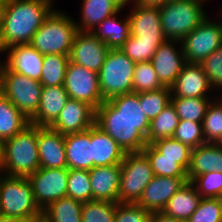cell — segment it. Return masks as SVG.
Wrapping results in <instances>:
<instances>
[{
  "instance_id": "cell-55",
  "label": "cell",
  "mask_w": 222,
  "mask_h": 222,
  "mask_svg": "<svg viewBox=\"0 0 222 222\" xmlns=\"http://www.w3.org/2000/svg\"><path fill=\"white\" fill-rule=\"evenodd\" d=\"M220 11H221V13H220V17L219 18H221V19H218V20H219L221 28H222V9Z\"/></svg>"
},
{
  "instance_id": "cell-35",
  "label": "cell",
  "mask_w": 222,
  "mask_h": 222,
  "mask_svg": "<svg viewBox=\"0 0 222 222\" xmlns=\"http://www.w3.org/2000/svg\"><path fill=\"white\" fill-rule=\"evenodd\" d=\"M148 157L154 176L188 177L187 171L178 164V159L164 158L151 145L147 144L142 150Z\"/></svg>"
},
{
  "instance_id": "cell-9",
  "label": "cell",
  "mask_w": 222,
  "mask_h": 222,
  "mask_svg": "<svg viewBox=\"0 0 222 222\" xmlns=\"http://www.w3.org/2000/svg\"><path fill=\"white\" fill-rule=\"evenodd\" d=\"M1 73L3 95L31 120L40 104L42 84L40 81L10 71L2 62Z\"/></svg>"
},
{
  "instance_id": "cell-45",
  "label": "cell",
  "mask_w": 222,
  "mask_h": 222,
  "mask_svg": "<svg viewBox=\"0 0 222 222\" xmlns=\"http://www.w3.org/2000/svg\"><path fill=\"white\" fill-rule=\"evenodd\" d=\"M186 222H222L220 198H201L197 209Z\"/></svg>"
},
{
  "instance_id": "cell-26",
  "label": "cell",
  "mask_w": 222,
  "mask_h": 222,
  "mask_svg": "<svg viewBox=\"0 0 222 222\" xmlns=\"http://www.w3.org/2000/svg\"><path fill=\"white\" fill-rule=\"evenodd\" d=\"M201 198L195 186L188 181L170 198L161 213L176 220L187 221L197 209Z\"/></svg>"
},
{
  "instance_id": "cell-11",
  "label": "cell",
  "mask_w": 222,
  "mask_h": 222,
  "mask_svg": "<svg viewBox=\"0 0 222 222\" xmlns=\"http://www.w3.org/2000/svg\"><path fill=\"white\" fill-rule=\"evenodd\" d=\"M68 174V168H39L27 177L41 210L52 202L67 197Z\"/></svg>"
},
{
  "instance_id": "cell-10",
  "label": "cell",
  "mask_w": 222,
  "mask_h": 222,
  "mask_svg": "<svg viewBox=\"0 0 222 222\" xmlns=\"http://www.w3.org/2000/svg\"><path fill=\"white\" fill-rule=\"evenodd\" d=\"M213 20L207 15L200 25L181 41L187 63H201L222 46L220 22L218 19Z\"/></svg>"
},
{
  "instance_id": "cell-34",
  "label": "cell",
  "mask_w": 222,
  "mask_h": 222,
  "mask_svg": "<svg viewBox=\"0 0 222 222\" xmlns=\"http://www.w3.org/2000/svg\"><path fill=\"white\" fill-rule=\"evenodd\" d=\"M69 55L46 54L43 58L40 83L42 86H60L64 84Z\"/></svg>"
},
{
  "instance_id": "cell-5",
  "label": "cell",
  "mask_w": 222,
  "mask_h": 222,
  "mask_svg": "<svg viewBox=\"0 0 222 222\" xmlns=\"http://www.w3.org/2000/svg\"><path fill=\"white\" fill-rule=\"evenodd\" d=\"M206 1L209 0L171 1L160 6L161 27L166 39L181 42L199 26L208 15L204 9Z\"/></svg>"
},
{
  "instance_id": "cell-13",
  "label": "cell",
  "mask_w": 222,
  "mask_h": 222,
  "mask_svg": "<svg viewBox=\"0 0 222 222\" xmlns=\"http://www.w3.org/2000/svg\"><path fill=\"white\" fill-rule=\"evenodd\" d=\"M109 47L90 31H78L69 54V60L86 69L99 72Z\"/></svg>"
},
{
  "instance_id": "cell-57",
  "label": "cell",
  "mask_w": 222,
  "mask_h": 222,
  "mask_svg": "<svg viewBox=\"0 0 222 222\" xmlns=\"http://www.w3.org/2000/svg\"><path fill=\"white\" fill-rule=\"evenodd\" d=\"M171 1H183V0H167V2H171Z\"/></svg>"
},
{
  "instance_id": "cell-46",
  "label": "cell",
  "mask_w": 222,
  "mask_h": 222,
  "mask_svg": "<svg viewBox=\"0 0 222 222\" xmlns=\"http://www.w3.org/2000/svg\"><path fill=\"white\" fill-rule=\"evenodd\" d=\"M204 69V72L209 80L210 85L213 87L214 92L222 93V46L216 49L211 55L204 59L200 63ZM222 95V94H221Z\"/></svg>"
},
{
  "instance_id": "cell-48",
  "label": "cell",
  "mask_w": 222,
  "mask_h": 222,
  "mask_svg": "<svg viewBox=\"0 0 222 222\" xmlns=\"http://www.w3.org/2000/svg\"><path fill=\"white\" fill-rule=\"evenodd\" d=\"M149 222H186V221L176 220L174 218L167 217L163 215L161 212H159V213H152Z\"/></svg>"
},
{
  "instance_id": "cell-28",
  "label": "cell",
  "mask_w": 222,
  "mask_h": 222,
  "mask_svg": "<svg viewBox=\"0 0 222 222\" xmlns=\"http://www.w3.org/2000/svg\"><path fill=\"white\" fill-rule=\"evenodd\" d=\"M122 10L123 8L114 15L104 19L91 31L97 38L103 41L109 49H119L131 35L128 16L124 18L118 17Z\"/></svg>"
},
{
  "instance_id": "cell-30",
  "label": "cell",
  "mask_w": 222,
  "mask_h": 222,
  "mask_svg": "<svg viewBox=\"0 0 222 222\" xmlns=\"http://www.w3.org/2000/svg\"><path fill=\"white\" fill-rule=\"evenodd\" d=\"M30 120L3 94L0 96V138L7 140L21 132Z\"/></svg>"
},
{
  "instance_id": "cell-49",
  "label": "cell",
  "mask_w": 222,
  "mask_h": 222,
  "mask_svg": "<svg viewBox=\"0 0 222 222\" xmlns=\"http://www.w3.org/2000/svg\"><path fill=\"white\" fill-rule=\"evenodd\" d=\"M167 0H137L136 4H140L143 6H151V7H160L163 6Z\"/></svg>"
},
{
  "instance_id": "cell-27",
  "label": "cell",
  "mask_w": 222,
  "mask_h": 222,
  "mask_svg": "<svg viewBox=\"0 0 222 222\" xmlns=\"http://www.w3.org/2000/svg\"><path fill=\"white\" fill-rule=\"evenodd\" d=\"M80 20L75 24L79 31H93L104 19L122 8L115 0H82Z\"/></svg>"
},
{
  "instance_id": "cell-8",
  "label": "cell",
  "mask_w": 222,
  "mask_h": 222,
  "mask_svg": "<svg viewBox=\"0 0 222 222\" xmlns=\"http://www.w3.org/2000/svg\"><path fill=\"white\" fill-rule=\"evenodd\" d=\"M153 176L150 161L143 151L126 152L121 162L118 203H137Z\"/></svg>"
},
{
  "instance_id": "cell-47",
  "label": "cell",
  "mask_w": 222,
  "mask_h": 222,
  "mask_svg": "<svg viewBox=\"0 0 222 222\" xmlns=\"http://www.w3.org/2000/svg\"><path fill=\"white\" fill-rule=\"evenodd\" d=\"M151 214L137 203H118L114 222H149Z\"/></svg>"
},
{
  "instance_id": "cell-24",
  "label": "cell",
  "mask_w": 222,
  "mask_h": 222,
  "mask_svg": "<svg viewBox=\"0 0 222 222\" xmlns=\"http://www.w3.org/2000/svg\"><path fill=\"white\" fill-rule=\"evenodd\" d=\"M68 169H92L91 127L88 130L65 135Z\"/></svg>"
},
{
  "instance_id": "cell-43",
  "label": "cell",
  "mask_w": 222,
  "mask_h": 222,
  "mask_svg": "<svg viewBox=\"0 0 222 222\" xmlns=\"http://www.w3.org/2000/svg\"><path fill=\"white\" fill-rule=\"evenodd\" d=\"M172 138L187 144L192 149L206 143L203 137L202 123L188 120L179 121Z\"/></svg>"
},
{
  "instance_id": "cell-40",
  "label": "cell",
  "mask_w": 222,
  "mask_h": 222,
  "mask_svg": "<svg viewBox=\"0 0 222 222\" xmlns=\"http://www.w3.org/2000/svg\"><path fill=\"white\" fill-rule=\"evenodd\" d=\"M164 88L151 61L138 62L133 75V92L155 91Z\"/></svg>"
},
{
  "instance_id": "cell-56",
  "label": "cell",
  "mask_w": 222,
  "mask_h": 222,
  "mask_svg": "<svg viewBox=\"0 0 222 222\" xmlns=\"http://www.w3.org/2000/svg\"><path fill=\"white\" fill-rule=\"evenodd\" d=\"M222 148V138L217 143Z\"/></svg>"
},
{
  "instance_id": "cell-29",
  "label": "cell",
  "mask_w": 222,
  "mask_h": 222,
  "mask_svg": "<svg viewBox=\"0 0 222 222\" xmlns=\"http://www.w3.org/2000/svg\"><path fill=\"white\" fill-rule=\"evenodd\" d=\"M108 101L147 138L150 120L144 114L143 107L139 104V93L131 92L118 95Z\"/></svg>"
},
{
  "instance_id": "cell-16",
  "label": "cell",
  "mask_w": 222,
  "mask_h": 222,
  "mask_svg": "<svg viewBox=\"0 0 222 222\" xmlns=\"http://www.w3.org/2000/svg\"><path fill=\"white\" fill-rule=\"evenodd\" d=\"M94 124L95 109L86 102L70 98L49 127L66 135L88 130Z\"/></svg>"
},
{
  "instance_id": "cell-37",
  "label": "cell",
  "mask_w": 222,
  "mask_h": 222,
  "mask_svg": "<svg viewBox=\"0 0 222 222\" xmlns=\"http://www.w3.org/2000/svg\"><path fill=\"white\" fill-rule=\"evenodd\" d=\"M170 102L171 89L169 87L139 93V104L150 121L156 118Z\"/></svg>"
},
{
  "instance_id": "cell-6",
  "label": "cell",
  "mask_w": 222,
  "mask_h": 222,
  "mask_svg": "<svg viewBox=\"0 0 222 222\" xmlns=\"http://www.w3.org/2000/svg\"><path fill=\"white\" fill-rule=\"evenodd\" d=\"M95 125L114 139L125 152H140L146 137L107 100L95 110Z\"/></svg>"
},
{
  "instance_id": "cell-22",
  "label": "cell",
  "mask_w": 222,
  "mask_h": 222,
  "mask_svg": "<svg viewBox=\"0 0 222 222\" xmlns=\"http://www.w3.org/2000/svg\"><path fill=\"white\" fill-rule=\"evenodd\" d=\"M70 99L63 85L42 86L41 99L35 116L30 124L50 126L59 116L67 101Z\"/></svg>"
},
{
  "instance_id": "cell-53",
  "label": "cell",
  "mask_w": 222,
  "mask_h": 222,
  "mask_svg": "<svg viewBox=\"0 0 222 222\" xmlns=\"http://www.w3.org/2000/svg\"><path fill=\"white\" fill-rule=\"evenodd\" d=\"M3 94V78L1 73V61H0V96Z\"/></svg>"
},
{
  "instance_id": "cell-14",
  "label": "cell",
  "mask_w": 222,
  "mask_h": 222,
  "mask_svg": "<svg viewBox=\"0 0 222 222\" xmlns=\"http://www.w3.org/2000/svg\"><path fill=\"white\" fill-rule=\"evenodd\" d=\"M128 16L131 35L139 41L163 43L167 39L161 27L159 7L135 4L131 6Z\"/></svg>"
},
{
  "instance_id": "cell-23",
  "label": "cell",
  "mask_w": 222,
  "mask_h": 222,
  "mask_svg": "<svg viewBox=\"0 0 222 222\" xmlns=\"http://www.w3.org/2000/svg\"><path fill=\"white\" fill-rule=\"evenodd\" d=\"M92 168L121 164L126 152L95 124L91 126Z\"/></svg>"
},
{
  "instance_id": "cell-39",
  "label": "cell",
  "mask_w": 222,
  "mask_h": 222,
  "mask_svg": "<svg viewBox=\"0 0 222 222\" xmlns=\"http://www.w3.org/2000/svg\"><path fill=\"white\" fill-rule=\"evenodd\" d=\"M67 197L82 203L92 200V186L88 170L69 169Z\"/></svg>"
},
{
  "instance_id": "cell-15",
  "label": "cell",
  "mask_w": 222,
  "mask_h": 222,
  "mask_svg": "<svg viewBox=\"0 0 222 222\" xmlns=\"http://www.w3.org/2000/svg\"><path fill=\"white\" fill-rule=\"evenodd\" d=\"M177 44L179 45L177 46ZM180 45V41L166 40L158 46L151 59L158 79L164 87L170 88L174 84L186 63L183 49Z\"/></svg>"
},
{
  "instance_id": "cell-21",
  "label": "cell",
  "mask_w": 222,
  "mask_h": 222,
  "mask_svg": "<svg viewBox=\"0 0 222 222\" xmlns=\"http://www.w3.org/2000/svg\"><path fill=\"white\" fill-rule=\"evenodd\" d=\"M121 164L93 167L89 170L92 200L118 203Z\"/></svg>"
},
{
  "instance_id": "cell-31",
  "label": "cell",
  "mask_w": 222,
  "mask_h": 222,
  "mask_svg": "<svg viewBox=\"0 0 222 222\" xmlns=\"http://www.w3.org/2000/svg\"><path fill=\"white\" fill-rule=\"evenodd\" d=\"M83 203L73 198H60L42 210L43 222H82Z\"/></svg>"
},
{
  "instance_id": "cell-19",
  "label": "cell",
  "mask_w": 222,
  "mask_h": 222,
  "mask_svg": "<svg viewBox=\"0 0 222 222\" xmlns=\"http://www.w3.org/2000/svg\"><path fill=\"white\" fill-rule=\"evenodd\" d=\"M171 97L211 98L208 93L213 87L200 63H185L174 84L170 87ZM211 91V92H210Z\"/></svg>"
},
{
  "instance_id": "cell-36",
  "label": "cell",
  "mask_w": 222,
  "mask_h": 222,
  "mask_svg": "<svg viewBox=\"0 0 222 222\" xmlns=\"http://www.w3.org/2000/svg\"><path fill=\"white\" fill-rule=\"evenodd\" d=\"M216 95L218 98L211 101L202 122L206 143H218L222 138V95Z\"/></svg>"
},
{
  "instance_id": "cell-52",
  "label": "cell",
  "mask_w": 222,
  "mask_h": 222,
  "mask_svg": "<svg viewBox=\"0 0 222 222\" xmlns=\"http://www.w3.org/2000/svg\"><path fill=\"white\" fill-rule=\"evenodd\" d=\"M4 144H5V141L0 138V171L3 164Z\"/></svg>"
},
{
  "instance_id": "cell-3",
  "label": "cell",
  "mask_w": 222,
  "mask_h": 222,
  "mask_svg": "<svg viewBox=\"0 0 222 222\" xmlns=\"http://www.w3.org/2000/svg\"><path fill=\"white\" fill-rule=\"evenodd\" d=\"M0 216L37 222L42 210L37 205L32 185L27 177L0 173Z\"/></svg>"
},
{
  "instance_id": "cell-51",
  "label": "cell",
  "mask_w": 222,
  "mask_h": 222,
  "mask_svg": "<svg viewBox=\"0 0 222 222\" xmlns=\"http://www.w3.org/2000/svg\"><path fill=\"white\" fill-rule=\"evenodd\" d=\"M0 222H32V221L25 220V219H20V218L0 216Z\"/></svg>"
},
{
  "instance_id": "cell-54",
  "label": "cell",
  "mask_w": 222,
  "mask_h": 222,
  "mask_svg": "<svg viewBox=\"0 0 222 222\" xmlns=\"http://www.w3.org/2000/svg\"><path fill=\"white\" fill-rule=\"evenodd\" d=\"M11 0H0V8L4 7Z\"/></svg>"
},
{
  "instance_id": "cell-32",
  "label": "cell",
  "mask_w": 222,
  "mask_h": 222,
  "mask_svg": "<svg viewBox=\"0 0 222 222\" xmlns=\"http://www.w3.org/2000/svg\"><path fill=\"white\" fill-rule=\"evenodd\" d=\"M180 118L177 115L176 109L170 102L163 111L150 121L147 144L163 139L171 138L178 126Z\"/></svg>"
},
{
  "instance_id": "cell-12",
  "label": "cell",
  "mask_w": 222,
  "mask_h": 222,
  "mask_svg": "<svg viewBox=\"0 0 222 222\" xmlns=\"http://www.w3.org/2000/svg\"><path fill=\"white\" fill-rule=\"evenodd\" d=\"M63 86L71 99L83 101L95 110L104 102L98 73L69 61Z\"/></svg>"
},
{
  "instance_id": "cell-2",
  "label": "cell",
  "mask_w": 222,
  "mask_h": 222,
  "mask_svg": "<svg viewBox=\"0 0 222 222\" xmlns=\"http://www.w3.org/2000/svg\"><path fill=\"white\" fill-rule=\"evenodd\" d=\"M38 126L29 124L12 138L5 140L0 173L28 177L40 168L38 153Z\"/></svg>"
},
{
  "instance_id": "cell-42",
  "label": "cell",
  "mask_w": 222,
  "mask_h": 222,
  "mask_svg": "<svg viewBox=\"0 0 222 222\" xmlns=\"http://www.w3.org/2000/svg\"><path fill=\"white\" fill-rule=\"evenodd\" d=\"M162 43L139 41L133 35L119 48L134 63L151 61L158 46Z\"/></svg>"
},
{
  "instance_id": "cell-20",
  "label": "cell",
  "mask_w": 222,
  "mask_h": 222,
  "mask_svg": "<svg viewBox=\"0 0 222 222\" xmlns=\"http://www.w3.org/2000/svg\"><path fill=\"white\" fill-rule=\"evenodd\" d=\"M40 168H67L65 135L49 126H38Z\"/></svg>"
},
{
  "instance_id": "cell-4",
  "label": "cell",
  "mask_w": 222,
  "mask_h": 222,
  "mask_svg": "<svg viewBox=\"0 0 222 222\" xmlns=\"http://www.w3.org/2000/svg\"><path fill=\"white\" fill-rule=\"evenodd\" d=\"M78 31L72 16L54 8L35 32L30 44L42 55H69Z\"/></svg>"
},
{
  "instance_id": "cell-17",
  "label": "cell",
  "mask_w": 222,
  "mask_h": 222,
  "mask_svg": "<svg viewBox=\"0 0 222 222\" xmlns=\"http://www.w3.org/2000/svg\"><path fill=\"white\" fill-rule=\"evenodd\" d=\"M188 181V177L153 176L137 204L151 213H159L170 198Z\"/></svg>"
},
{
  "instance_id": "cell-41",
  "label": "cell",
  "mask_w": 222,
  "mask_h": 222,
  "mask_svg": "<svg viewBox=\"0 0 222 222\" xmlns=\"http://www.w3.org/2000/svg\"><path fill=\"white\" fill-rule=\"evenodd\" d=\"M118 203L91 200L82 206V222H114L115 210Z\"/></svg>"
},
{
  "instance_id": "cell-1",
  "label": "cell",
  "mask_w": 222,
  "mask_h": 222,
  "mask_svg": "<svg viewBox=\"0 0 222 222\" xmlns=\"http://www.w3.org/2000/svg\"><path fill=\"white\" fill-rule=\"evenodd\" d=\"M55 0H11L0 8V53L13 45L30 44Z\"/></svg>"
},
{
  "instance_id": "cell-38",
  "label": "cell",
  "mask_w": 222,
  "mask_h": 222,
  "mask_svg": "<svg viewBox=\"0 0 222 222\" xmlns=\"http://www.w3.org/2000/svg\"><path fill=\"white\" fill-rule=\"evenodd\" d=\"M151 145L162 155V157L178 159V164L187 171L192 150L187 144L171 137L156 140L152 142Z\"/></svg>"
},
{
  "instance_id": "cell-7",
  "label": "cell",
  "mask_w": 222,
  "mask_h": 222,
  "mask_svg": "<svg viewBox=\"0 0 222 222\" xmlns=\"http://www.w3.org/2000/svg\"><path fill=\"white\" fill-rule=\"evenodd\" d=\"M136 63L120 49H110L98 72L100 92L104 101L133 92V75Z\"/></svg>"
},
{
  "instance_id": "cell-44",
  "label": "cell",
  "mask_w": 222,
  "mask_h": 222,
  "mask_svg": "<svg viewBox=\"0 0 222 222\" xmlns=\"http://www.w3.org/2000/svg\"><path fill=\"white\" fill-rule=\"evenodd\" d=\"M191 183L202 198H220L222 196V173L207 172L197 175Z\"/></svg>"
},
{
  "instance_id": "cell-18",
  "label": "cell",
  "mask_w": 222,
  "mask_h": 222,
  "mask_svg": "<svg viewBox=\"0 0 222 222\" xmlns=\"http://www.w3.org/2000/svg\"><path fill=\"white\" fill-rule=\"evenodd\" d=\"M0 60L10 71L25 75L31 79L40 81L42 74L43 58L31 44L13 45L5 49Z\"/></svg>"
},
{
  "instance_id": "cell-33",
  "label": "cell",
  "mask_w": 222,
  "mask_h": 222,
  "mask_svg": "<svg viewBox=\"0 0 222 222\" xmlns=\"http://www.w3.org/2000/svg\"><path fill=\"white\" fill-rule=\"evenodd\" d=\"M214 98H185V97H171V103L176 109L180 120H188L202 123L206 114V110Z\"/></svg>"
},
{
  "instance_id": "cell-25",
  "label": "cell",
  "mask_w": 222,
  "mask_h": 222,
  "mask_svg": "<svg viewBox=\"0 0 222 222\" xmlns=\"http://www.w3.org/2000/svg\"><path fill=\"white\" fill-rule=\"evenodd\" d=\"M222 173V148L217 143H205L191 150L187 176L191 182L207 172Z\"/></svg>"
},
{
  "instance_id": "cell-50",
  "label": "cell",
  "mask_w": 222,
  "mask_h": 222,
  "mask_svg": "<svg viewBox=\"0 0 222 222\" xmlns=\"http://www.w3.org/2000/svg\"><path fill=\"white\" fill-rule=\"evenodd\" d=\"M121 8L130 7L136 4L137 0H115ZM128 4V5H127ZM130 4V5H129ZM132 4V5H131Z\"/></svg>"
}]
</instances>
